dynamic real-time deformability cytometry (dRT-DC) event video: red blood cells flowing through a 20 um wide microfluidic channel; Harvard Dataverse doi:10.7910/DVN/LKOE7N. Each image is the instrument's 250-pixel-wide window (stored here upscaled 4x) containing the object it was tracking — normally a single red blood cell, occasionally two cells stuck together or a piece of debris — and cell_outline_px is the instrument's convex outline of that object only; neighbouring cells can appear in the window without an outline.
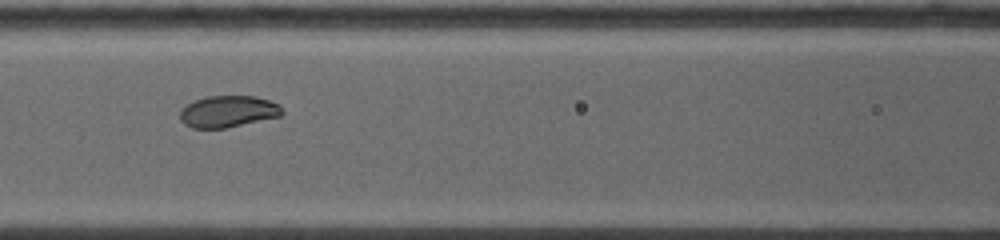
{"species": "common noctule bat (a hibernating species)", "species_latin": "Nyctalus noctula", "temperature_condition": "warm", "stored_images_in_passage": 26, "camera_frame_rate_fps": 5000, "um_per_image_px": 0.085, "animal": {"sex": "female", "body_mass_g": 19.0, "forearm_length_mm": 53.3}, "frame": {"image": 1, "passage_image": 8, "time_ms": 4.2, "image_size_px": [1000, 240], "cell_outline_px": [[284, 112], [280, 116], [224, 128], [192, 128], [184, 124], [180, 120], [180, 112], [192, 100], [208, 96], [256, 96], [280, 104]], "centroid_in_image_um": [19.39, 9.47], "position_along_channel_um": 147.2, "area_um2": 18.79}}
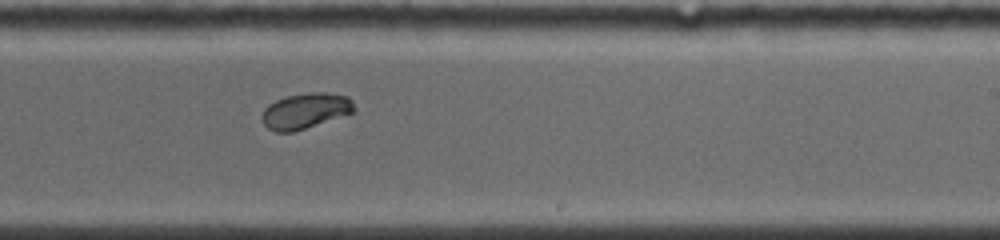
{"frame": {"image": 2, "passage_image": 15, "time_ms": 7.2, "image_size_px": [1000, 240], "cell_outline_px": [[356, 112], [292, 132], [276, 132], [268, 128], [264, 124], [264, 108], [268, 104], [276, 100], [288, 96], [308, 92], [328, 92], [348, 96], [352, 100], [356, 108]], "centroid_in_image_um": [26.02, 9.41], "position_along_channel_um": 263.0, "area_um2": 19.07}}
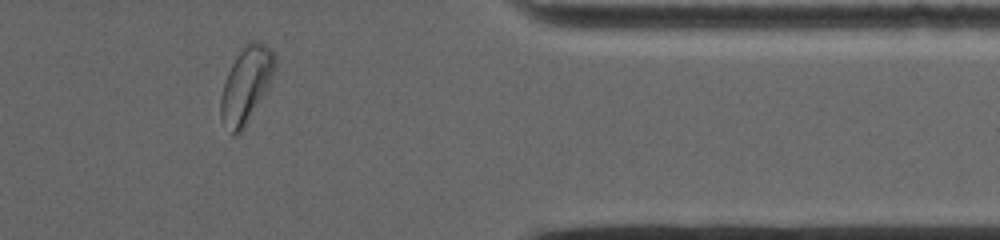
{"frame": {"image": 3, "passage_image": 24, "time_ms": 11.0, "image_size_px": [1000, 240], "cell_outline_px": [[276, 68], [268, 88], [244, 128], [240, 132], [232, 136], [220, 116], [220, 100], [224, 84], [228, 72], [236, 56], [252, 40], [256, 40], [272, 48], [276, 56]], "centroid_in_image_um": [20.95, 7.21], "position_along_channel_um": 390.4, "area_um2": 23.76}}